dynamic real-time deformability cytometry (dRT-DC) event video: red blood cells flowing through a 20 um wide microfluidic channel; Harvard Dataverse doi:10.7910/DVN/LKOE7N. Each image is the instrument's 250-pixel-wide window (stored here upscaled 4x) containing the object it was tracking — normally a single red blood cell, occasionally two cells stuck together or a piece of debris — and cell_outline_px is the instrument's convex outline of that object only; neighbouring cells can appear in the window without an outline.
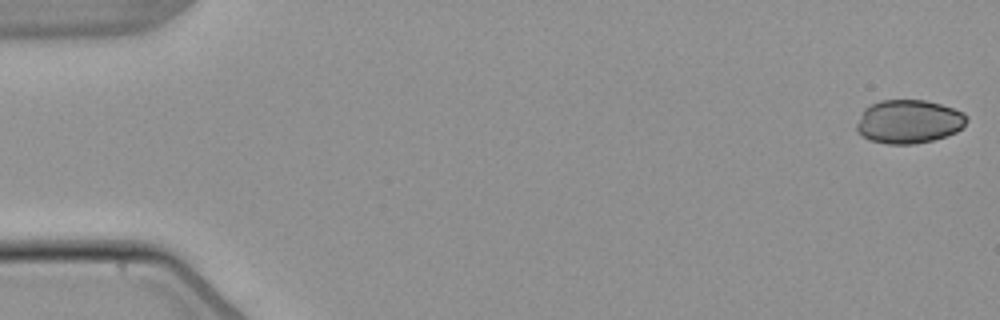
{"species": "common noctule bat (a hibernating species)", "species_latin": "Nyctalus noctula", "temperature_condition": "warm", "stored_images_in_passage": 5, "camera_frame_rate_fps": 3000, "um_per_image_px": 0.085, "animal": {"sex": "male", "body_mass_g": 21.5, "forearm_length_mm": 52.0}, "frame": {"image": 1, "passage_image": 1, "time_ms": 0.0, "image_size_px": [1000, 320], "cell_outline_px": [[968, 120], [964, 128], [956, 132], [932, 140], [916, 144], [888, 144], [868, 140], [856, 132], [856, 124], [864, 108], [880, 100], [924, 100], [940, 104], [964, 112], [968, 116]], "centroid_in_image_um": [77.24, 10.34], "position_along_channel_um": 7.8, "area_um2": 28.21}}